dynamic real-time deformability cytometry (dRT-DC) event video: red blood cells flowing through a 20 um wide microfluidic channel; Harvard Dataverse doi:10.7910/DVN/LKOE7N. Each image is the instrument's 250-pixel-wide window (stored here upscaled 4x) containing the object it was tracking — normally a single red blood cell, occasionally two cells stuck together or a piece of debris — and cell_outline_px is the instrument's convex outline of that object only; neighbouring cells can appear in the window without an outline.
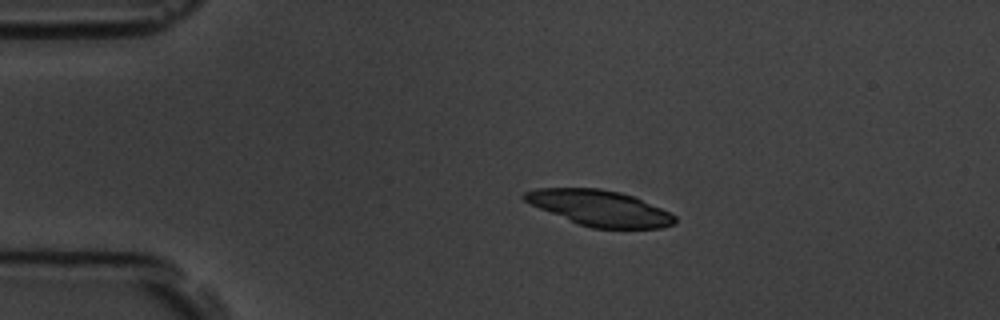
{"species": "common noctule bat (a hibernating species)", "species_latin": "Nyctalus noctula", "temperature_condition": "room temperature", "stored_images_in_passage": 4, "camera_frame_rate_fps": 3000, "um_per_image_px": 0.085, "animal": {"sex": "male", "body_mass_g": 19.5, "forearm_length_mm": 54.6}, "frame": {"image": 1, "passage_image": 3, "time_ms": 2.333, "image_size_px": [1000, 320], "cell_outline_px": [[676, 224], [660, 228], [592, 228], [576, 224], [540, 208], [524, 200], [520, 196], [524, 192], [536, 188], [600, 188], [620, 192], [632, 196], [660, 208], [676, 216]], "centroid_in_image_um": [50.95, 17.69], "position_along_channel_um": 34.1, "area_um2": 31.1}}